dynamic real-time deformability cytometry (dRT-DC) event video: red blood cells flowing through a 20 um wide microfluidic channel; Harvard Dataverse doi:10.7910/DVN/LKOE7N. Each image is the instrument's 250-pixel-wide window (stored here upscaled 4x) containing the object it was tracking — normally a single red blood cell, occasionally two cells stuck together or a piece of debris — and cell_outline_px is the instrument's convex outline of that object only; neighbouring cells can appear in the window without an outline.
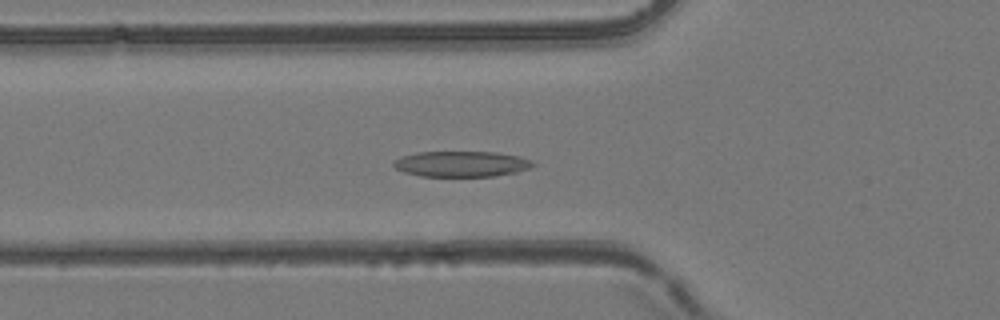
{"species": "common noctule bat (a hibernating species)", "species_latin": "Nyctalus noctula", "temperature_condition": "room temperature", "stored_images_in_passage": 51, "camera_frame_rate_fps": 3000, "um_per_image_px": 0.085, "animal": {"sex": "female", "body_mass_g": 24.6, "forearm_length_mm": 56.2}, "frame": {"image": 1, "passage_image": 16, "time_ms": 5.0, "image_size_px": [1000, 320], "cell_outline_px": [[536, 164], [528, 168], [516, 172], [496, 176], [420, 176], [404, 172], [396, 168], [392, 164], [392, 160], [416, 152], [496, 152], [520, 156], [532, 160]], "centroid_in_image_um": [39.22, 13.93], "position_along_channel_um": 86.6, "area_um2": 20.87}}
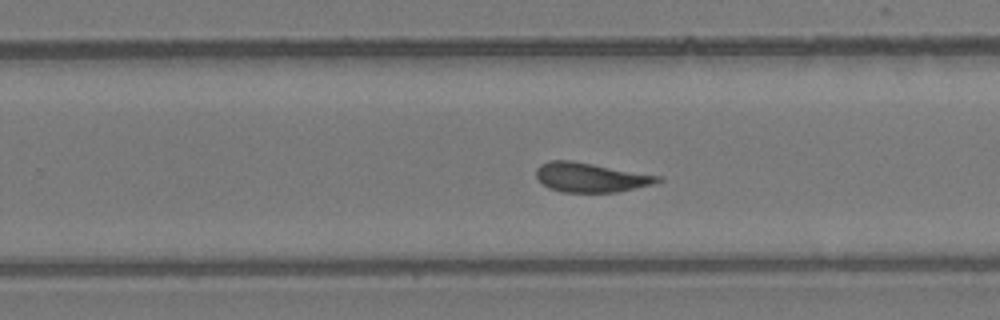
{"frame": {"image": 2, "passage_image": 31, "time_ms": 10.0, "image_size_px": [1000, 320], "cell_outline_px": [[664, 180], [652, 184], [616, 192], [560, 192], [548, 188], [536, 176], [536, 168], [540, 164], [548, 160], [572, 160], [660, 176]], "centroid_in_image_um": [50.17, 15.07], "position_along_channel_um": 279.6, "area_um2": 20.75}}
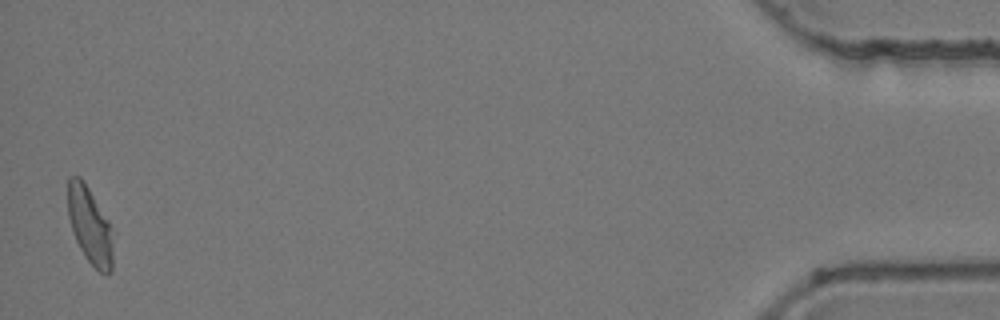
{"frame": {"image": 3, "passage_image": 50, "time_ms": 16.333, "image_size_px": [1000, 320], "cell_outline_px": [[112, 272], [100, 272], [84, 256], [72, 232], [68, 216], [68, 176], [80, 176], [84, 180], [108, 220], [112, 228]], "centroid_in_image_um": [7.62, 19.13], "position_along_channel_um": 427.6, "area_um2": 20.17}, "authors_computed_cell_mechanics": {"area_um2": 21.2126, "velocity_mm_per_s": 3.853, "shape_relaxation_time_tau1_ms": 5.3502, "shape_relaxation_time_tau2_ms": 3.2602, "deformation_change_tau1": 0.1287, "deformation_change_tau2": 0.1239}}